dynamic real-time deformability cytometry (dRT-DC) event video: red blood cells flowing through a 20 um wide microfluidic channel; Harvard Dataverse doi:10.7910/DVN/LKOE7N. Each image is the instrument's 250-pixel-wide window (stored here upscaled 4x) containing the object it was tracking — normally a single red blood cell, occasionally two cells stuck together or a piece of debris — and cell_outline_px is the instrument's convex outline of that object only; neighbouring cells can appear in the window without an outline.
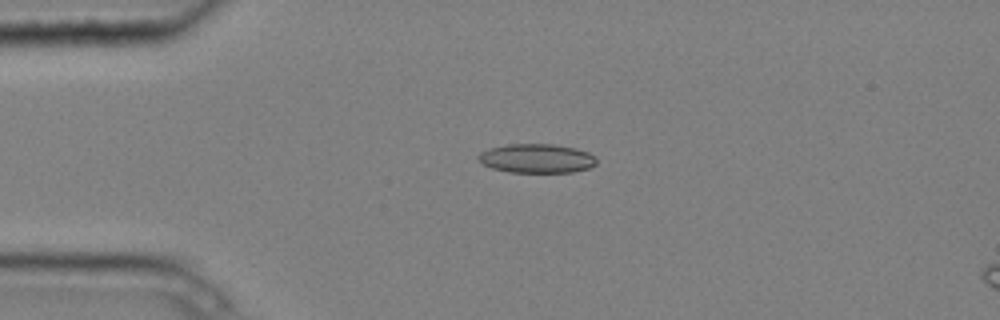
{"species": "common noctule bat (a hibernating species)", "species_latin": "Nyctalus noctula", "temperature_condition": "cold", "stored_images_in_passage": 5, "camera_frame_rate_fps": 3000, "um_per_image_px": 0.085, "animal": {"sex": "male", "body_mass_g": 20.4}, "frame": {"image": 1, "passage_image": 3, "time_ms": 0.667, "image_size_px": [1000, 320], "cell_outline_px": [[596, 164], [588, 168], [572, 172], [508, 172], [492, 168], [480, 164], [476, 160], [476, 156], [480, 152], [488, 148], [508, 144], [556, 144], [576, 148], [588, 152], [596, 156]], "centroid_in_image_um": [45.57, 13.46], "position_along_channel_um": 39.4, "area_um2": 20.35}}
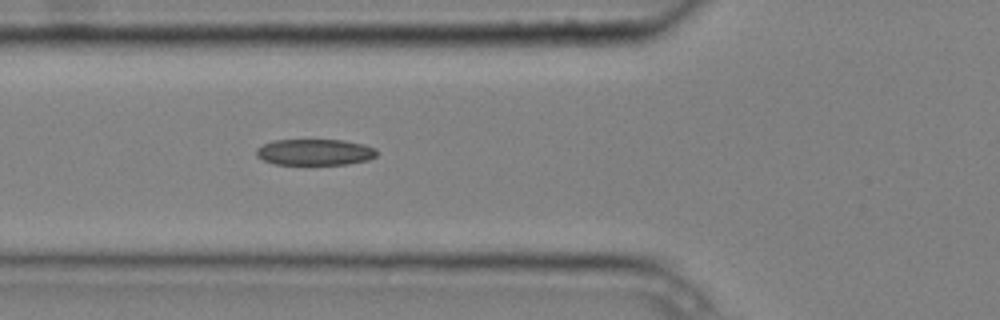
{"frame": {"image": 2, "passage_image": 5, "time_ms": 1.333, "image_size_px": [1000, 320], "cell_outline_px": [[376, 156], [368, 160], [348, 164], [276, 164], [264, 160], [256, 156], [256, 148], [272, 140], [344, 140], [364, 144], [376, 148]], "centroid_in_image_um": [26.77, 12.92], "position_along_channel_um": 99.0, "area_um2": 18.38}}